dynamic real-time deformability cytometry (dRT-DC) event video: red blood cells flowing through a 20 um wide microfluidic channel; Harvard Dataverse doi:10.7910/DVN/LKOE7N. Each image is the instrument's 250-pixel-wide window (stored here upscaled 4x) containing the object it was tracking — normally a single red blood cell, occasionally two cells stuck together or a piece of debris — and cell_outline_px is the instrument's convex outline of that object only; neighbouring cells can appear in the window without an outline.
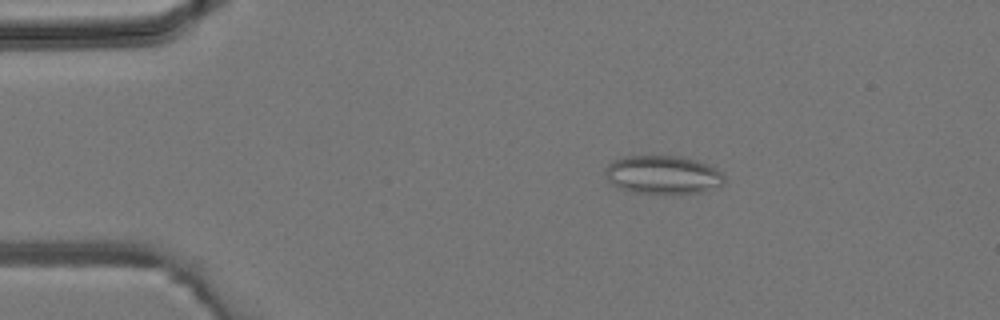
{"species": "common noctule bat (a hibernating species)", "species_latin": "Nyctalus noctula", "temperature_condition": "room temperature", "stored_images_in_passage": 37, "camera_frame_rate_fps": 3000, "um_per_image_px": 0.085, "animal": {"sex": "male", "body_mass_g": 19.2, "forearm_length_mm": 51.8}, "frame": {"image": 1, "passage_image": 2, "time_ms": 0.333, "image_size_px": [1000, 320], "cell_outline_px": [[724, 184], [704, 192], [680, 196], [632, 192], [620, 188], [612, 184], [608, 180], [604, 172], [604, 168], [612, 160], [624, 156], [684, 156], [708, 164], [724, 172]], "centroid_in_image_um": [56.38, 14.89], "position_along_channel_um": 28.6, "area_um2": 27.69}}
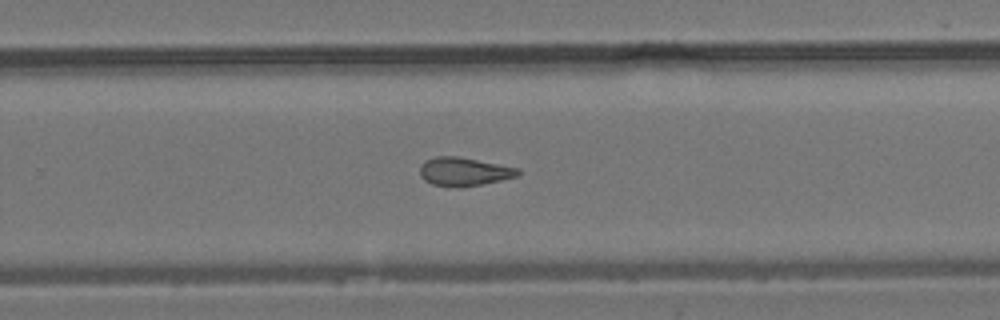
{"frame": {"image": 2, "passage_image": 22, "time_ms": 7.0, "image_size_px": [1000, 320], "cell_outline_px": [[520, 172], [516, 176], [500, 180], [480, 184], [456, 188], [452, 188], [432, 184], [424, 180], [420, 176], [420, 164], [424, 160], [436, 156], [456, 156], [520, 168]], "centroid_in_image_um": [39.38, 14.59], "position_along_channel_um": 290.4, "area_um2": 16.3}}
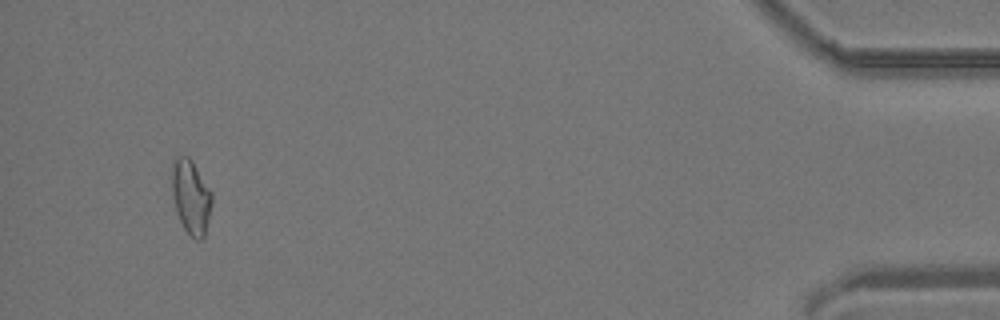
{"frame": {"image": 3, "passage_image": 35, "time_ms": 11.333, "image_size_px": [1000, 320], "cell_outline_px": [[212, 204], [204, 236], [200, 240], [196, 240], [184, 228], [176, 212], [172, 196], [172, 160], [176, 156], [188, 156], [192, 160], [212, 192]], "centroid_in_image_um": [16.22, 16.7], "position_along_channel_um": 419.0, "area_um2": 17.34}}